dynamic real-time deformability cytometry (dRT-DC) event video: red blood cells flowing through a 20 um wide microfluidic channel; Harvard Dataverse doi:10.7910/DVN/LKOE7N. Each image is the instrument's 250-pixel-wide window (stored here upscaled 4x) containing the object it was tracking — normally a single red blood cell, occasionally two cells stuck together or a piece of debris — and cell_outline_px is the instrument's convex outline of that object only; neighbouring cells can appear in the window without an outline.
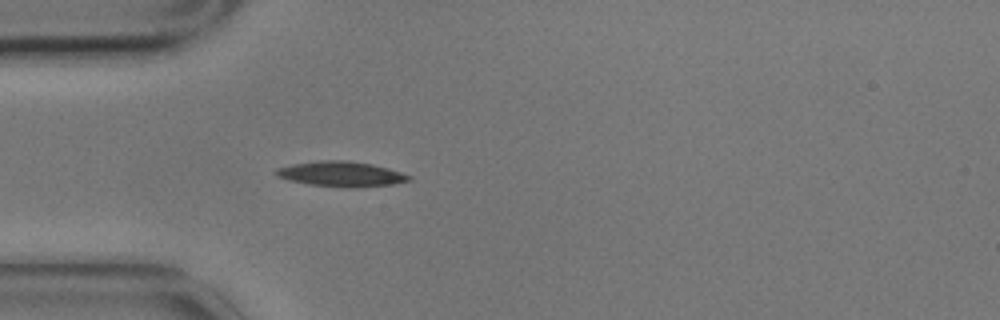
{"species": "common noctule bat (a hibernating species)", "species_latin": "Nyctalus noctula", "temperature_condition": "cold", "stored_images_in_passage": 3, "camera_frame_rate_fps": 3000, "um_per_image_px": 0.085, "animal": {"sex": "male", "body_mass_g": 17.9}, "frame": {"image": 1, "passage_image": 3, "time_ms": 0.667, "image_size_px": [1000, 320], "cell_outline_px": [[412, 180], [392, 184], [356, 188], [348, 188], [308, 184], [288, 180], [276, 176], [272, 172], [276, 168], [292, 164], [320, 160], [344, 160], [372, 164], [388, 168], [412, 176]], "centroid_in_image_um": [28.97, 14.79], "position_along_channel_um": 56.0, "area_um2": 19.65}}